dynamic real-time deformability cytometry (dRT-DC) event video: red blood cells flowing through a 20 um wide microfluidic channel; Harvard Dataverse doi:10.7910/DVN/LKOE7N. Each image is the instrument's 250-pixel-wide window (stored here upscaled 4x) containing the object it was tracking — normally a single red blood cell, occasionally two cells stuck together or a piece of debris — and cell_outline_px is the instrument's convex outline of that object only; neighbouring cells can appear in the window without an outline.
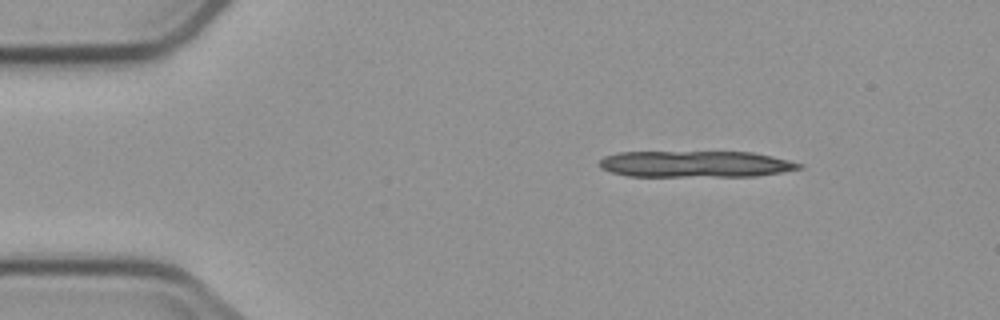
{"species": "common noctule bat (a hibernating species)", "species_latin": "Nyctalus noctula", "temperature_condition": "cold", "stored_images_in_passage": 4, "camera_frame_rate_fps": 3000, "um_per_image_px": 0.085, "animal": {"sex": "male", "body_mass_g": 23.1, "forearm_length_mm": 52.7}, "frame": {"image": 1, "passage_image": 1, "time_ms": 0.0, "image_size_px": [1000, 320], "cell_outline_px": [[804, 168], [756, 176], [628, 176], [612, 172], [600, 168], [600, 160], [604, 156], [616, 152], [752, 152], [772, 156], [804, 164]], "centroid_in_image_um": [59.12, 13.94], "position_along_channel_um": 25.9, "area_um2": 30.75}}